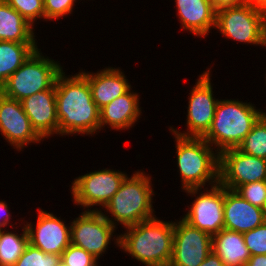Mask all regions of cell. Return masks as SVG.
<instances>
[{
  "instance_id": "6da1fadb",
  "label": "cell",
  "mask_w": 266,
  "mask_h": 266,
  "mask_svg": "<svg viewBox=\"0 0 266 266\" xmlns=\"http://www.w3.org/2000/svg\"><path fill=\"white\" fill-rule=\"evenodd\" d=\"M65 73L62 71L55 83L59 137L100 133V109L93 101L88 79L81 72Z\"/></svg>"
},
{
  "instance_id": "7a4b0ae2",
  "label": "cell",
  "mask_w": 266,
  "mask_h": 266,
  "mask_svg": "<svg viewBox=\"0 0 266 266\" xmlns=\"http://www.w3.org/2000/svg\"><path fill=\"white\" fill-rule=\"evenodd\" d=\"M119 248L145 266H169L173 255L174 221L157 216L124 228Z\"/></svg>"
},
{
  "instance_id": "3957f363",
  "label": "cell",
  "mask_w": 266,
  "mask_h": 266,
  "mask_svg": "<svg viewBox=\"0 0 266 266\" xmlns=\"http://www.w3.org/2000/svg\"><path fill=\"white\" fill-rule=\"evenodd\" d=\"M129 176L124 179L105 209L100 210L116 229L119 225L126 228L156 216L153 208L155 191L152 176L143 170H137Z\"/></svg>"
},
{
  "instance_id": "277c9868",
  "label": "cell",
  "mask_w": 266,
  "mask_h": 266,
  "mask_svg": "<svg viewBox=\"0 0 266 266\" xmlns=\"http://www.w3.org/2000/svg\"><path fill=\"white\" fill-rule=\"evenodd\" d=\"M264 111L248 101L219 99L211 128L203 139L219 154L237 148Z\"/></svg>"
},
{
  "instance_id": "5b68a950",
  "label": "cell",
  "mask_w": 266,
  "mask_h": 266,
  "mask_svg": "<svg viewBox=\"0 0 266 266\" xmlns=\"http://www.w3.org/2000/svg\"><path fill=\"white\" fill-rule=\"evenodd\" d=\"M171 134L176 142V167L181 177L182 191L217 184L219 153L203 138Z\"/></svg>"
},
{
  "instance_id": "8992f818",
  "label": "cell",
  "mask_w": 266,
  "mask_h": 266,
  "mask_svg": "<svg viewBox=\"0 0 266 266\" xmlns=\"http://www.w3.org/2000/svg\"><path fill=\"white\" fill-rule=\"evenodd\" d=\"M63 70L60 61L44 56L38 48L1 86L0 92L21 101L35 93L55 88L56 79Z\"/></svg>"
},
{
  "instance_id": "52a82bcc",
  "label": "cell",
  "mask_w": 266,
  "mask_h": 266,
  "mask_svg": "<svg viewBox=\"0 0 266 266\" xmlns=\"http://www.w3.org/2000/svg\"><path fill=\"white\" fill-rule=\"evenodd\" d=\"M215 29L225 39L266 48V14L261 6L245 2L217 10Z\"/></svg>"
},
{
  "instance_id": "ba28073f",
  "label": "cell",
  "mask_w": 266,
  "mask_h": 266,
  "mask_svg": "<svg viewBox=\"0 0 266 266\" xmlns=\"http://www.w3.org/2000/svg\"><path fill=\"white\" fill-rule=\"evenodd\" d=\"M127 176L125 171L113 168L99 169L89 173L87 171L86 174L74 178L71 183L72 202L82 207L84 211H100L117 193ZM94 206L96 207L93 208Z\"/></svg>"
},
{
  "instance_id": "9c48e42d",
  "label": "cell",
  "mask_w": 266,
  "mask_h": 266,
  "mask_svg": "<svg viewBox=\"0 0 266 266\" xmlns=\"http://www.w3.org/2000/svg\"><path fill=\"white\" fill-rule=\"evenodd\" d=\"M210 68L198 76L188 96L185 131L170 126L169 132L182 137L203 138L211 128L218 98L214 97Z\"/></svg>"
},
{
  "instance_id": "30bf717a",
  "label": "cell",
  "mask_w": 266,
  "mask_h": 266,
  "mask_svg": "<svg viewBox=\"0 0 266 266\" xmlns=\"http://www.w3.org/2000/svg\"><path fill=\"white\" fill-rule=\"evenodd\" d=\"M71 244L89 252L98 261L107 252L111 241L119 247L116 228L103 216L101 211H83L70 220ZM117 235V237H116Z\"/></svg>"
},
{
  "instance_id": "8fae6325",
  "label": "cell",
  "mask_w": 266,
  "mask_h": 266,
  "mask_svg": "<svg viewBox=\"0 0 266 266\" xmlns=\"http://www.w3.org/2000/svg\"><path fill=\"white\" fill-rule=\"evenodd\" d=\"M209 187L183 190L186 195L194 197V200L187 206L189 209L185 210L187 213L182 218L190 225L213 236L224 229L225 187L219 182Z\"/></svg>"
},
{
  "instance_id": "7c38bea8",
  "label": "cell",
  "mask_w": 266,
  "mask_h": 266,
  "mask_svg": "<svg viewBox=\"0 0 266 266\" xmlns=\"http://www.w3.org/2000/svg\"><path fill=\"white\" fill-rule=\"evenodd\" d=\"M266 181V159L242 153L237 148L219 154V183L236 190L242 184Z\"/></svg>"
},
{
  "instance_id": "4fadbf2b",
  "label": "cell",
  "mask_w": 266,
  "mask_h": 266,
  "mask_svg": "<svg viewBox=\"0 0 266 266\" xmlns=\"http://www.w3.org/2000/svg\"><path fill=\"white\" fill-rule=\"evenodd\" d=\"M180 219L174 221L173 255L169 266H199L212 251V236Z\"/></svg>"
},
{
  "instance_id": "5bb4252c",
  "label": "cell",
  "mask_w": 266,
  "mask_h": 266,
  "mask_svg": "<svg viewBox=\"0 0 266 266\" xmlns=\"http://www.w3.org/2000/svg\"><path fill=\"white\" fill-rule=\"evenodd\" d=\"M25 222L28 241L44 253L61 256L63 251L71 244V225L65 224L60 217L55 216L41 207L38 209L37 221L34 225L31 221Z\"/></svg>"
},
{
  "instance_id": "9a60e30c",
  "label": "cell",
  "mask_w": 266,
  "mask_h": 266,
  "mask_svg": "<svg viewBox=\"0 0 266 266\" xmlns=\"http://www.w3.org/2000/svg\"><path fill=\"white\" fill-rule=\"evenodd\" d=\"M0 134L16 151H24L28 145L44 141L33 129L21 101L0 92Z\"/></svg>"
},
{
  "instance_id": "2e32d148",
  "label": "cell",
  "mask_w": 266,
  "mask_h": 266,
  "mask_svg": "<svg viewBox=\"0 0 266 266\" xmlns=\"http://www.w3.org/2000/svg\"><path fill=\"white\" fill-rule=\"evenodd\" d=\"M33 129L43 139L58 135L55 88H49L21 100ZM47 138V139H45Z\"/></svg>"
},
{
  "instance_id": "e0dca14e",
  "label": "cell",
  "mask_w": 266,
  "mask_h": 266,
  "mask_svg": "<svg viewBox=\"0 0 266 266\" xmlns=\"http://www.w3.org/2000/svg\"><path fill=\"white\" fill-rule=\"evenodd\" d=\"M224 229L245 233L266 221L265 210L250 204L235 190L225 188Z\"/></svg>"
},
{
  "instance_id": "ac0fdd59",
  "label": "cell",
  "mask_w": 266,
  "mask_h": 266,
  "mask_svg": "<svg viewBox=\"0 0 266 266\" xmlns=\"http://www.w3.org/2000/svg\"><path fill=\"white\" fill-rule=\"evenodd\" d=\"M132 89L100 109V131L105 126L114 131L129 130L136 126L135 123L142 116V108L139 93Z\"/></svg>"
},
{
  "instance_id": "d6986e66",
  "label": "cell",
  "mask_w": 266,
  "mask_h": 266,
  "mask_svg": "<svg viewBox=\"0 0 266 266\" xmlns=\"http://www.w3.org/2000/svg\"><path fill=\"white\" fill-rule=\"evenodd\" d=\"M87 79L92 92L93 101L101 109L115 98L126 93L132 85L124 71L118 68L105 67L95 72L79 70Z\"/></svg>"
},
{
  "instance_id": "ffe728a7",
  "label": "cell",
  "mask_w": 266,
  "mask_h": 266,
  "mask_svg": "<svg viewBox=\"0 0 266 266\" xmlns=\"http://www.w3.org/2000/svg\"><path fill=\"white\" fill-rule=\"evenodd\" d=\"M183 31L205 38L215 29L216 10L210 0H174Z\"/></svg>"
},
{
  "instance_id": "44dd1931",
  "label": "cell",
  "mask_w": 266,
  "mask_h": 266,
  "mask_svg": "<svg viewBox=\"0 0 266 266\" xmlns=\"http://www.w3.org/2000/svg\"><path fill=\"white\" fill-rule=\"evenodd\" d=\"M212 251L225 266H245L251 257L243 233L221 229L212 236Z\"/></svg>"
},
{
  "instance_id": "7402d4cb",
  "label": "cell",
  "mask_w": 266,
  "mask_h": 266,
  "mask_svg": "<svg viewBox=\"0 0 266 266\" xmlns=\"http://www.w3.org/2000/svg\"><path fill=\"white\" fill-rule=\"evenodd\" d=\"M34 27L5 0H0V41L38 43Z\"/></svg>"
},
{
  "instance_id": "603a6c76",
  "label": "cell",
  "mask_w": 266,
  "mask_h": 266,
  "mask_svg": "<svg viewBox=\"0 0 266 266\" xmlns=\"http://www.w3.org/2000/svg\"><path fill=\"white\" fill-rule=\"evenodd\" d=\"M37 44L0 41V88L26 59L38 49Z\"/></svg>"
},
{
  "instance_id": "cb8c5ba5",
  "label": "cell",
  "mask_w": 266,
  "mask_h": 266,
  "mask_svg": "<svg viewBox=\"0 0 266 266\" xmlns=\"http://www.w3.org/2000/svg\"><path fill=\"white\" fill-rule=\"evenodd\" d=\"M19 226L22 229L21 235L16 230L8 231L9 228L0 231V266H13L29 243L24 222Z\"/></svg>"
},
{
  "instance_id": "d4e9b609",
  "label": "cell",
  "mask_w": 266,
  "mask_h": 266,
  "mask_svg": "<svg viewBox=\"0 0 266 266\" xmlns=\"http://www.w3.org/2000/svg\"><path fill=\"white\" fill-rule=\"evenodd\" d=\"M237 149L242 153L266 159V113L257 120Z\"/></svg>"
},
{
  "instance_id": "484cf974",
  "label": "cell",
  "mask_w": 266,
  "mask_h": 266,
  "mask_svg": "<svg viewBox=\"0 0 266 266\" xmlns=\"http://www.w3.org/2000/svg\"><path fill=\"white\" fill-rule=\"evenodd\" d=\"M61 256L44 253L41 249L28 243L23 254L13 266H56Z\"/></svg>"
},
{
  "instance_id": "4316f807",
  "label": "cell",
  "mask_w": 266,
  "mask_h": 266,
  "mask_svg": "<svg viewBox=\"0 0 266 266\" xmlns=\"http://www.w3.org/2000/svg\"><path fill=\"white\" fill-rule=\"evenodd\" d=\"M12 8L18 11L32 26L37 20L45 21L43 0H5Z\"/></svg>"
},
{
  "instance_id": "83f0119b",
  "label": "cell",
  "mask_w": 266,
  "mask_h": 266,
  "mask_svg": "<svg viewBox=\"0 0 266 266\" xmlns=\"http://www.w3.org/2000/svg\"><path fill=\"white\" fill-rule=\"evenodd\" d=\"M235 191L250 204L265 210L266 181L242 184Z\"/></svg>"
},
{
  "instance_id": "f1b7e54d",
  "label": "cell",
  "mask_w": 266,
  "mask_h": 266,
  "mask_svg": "<svg viewBox=\"0 0 266 266\" xmlns=\"http://www.w3.org/2000/svg\"><path fill=\"white\" fill-rule=\"evenodd\" d=\"M61 259L68 266H101L99 261L86 250L70 244L61 254Z\"/></svg>"
},
{
  "instance_id": "f546056e",
  "label": "cell",
  "mask_w": 266,
  "mask_h": 266,
  "mask_svg": "<svg viewBox=\"0 0 266 266\" xmlns=\"http://www.w3.org/2000/svg\"><path fill=\"white\" fill-rule=\"evenodd\" d=\"M45 21H58L61 18L73 14V8L80 0H43Z\"/></svg>"
},
{
  "instance_id": "4dcf8cb0",
  "label": "cell",
  "mask_w": 266,
  "mask_h": 266,
  "mask_svg": "<svg viewBox=\"0 0 266 266\" xmlns=\"http://www.w3.org/2000/svg\"><path fill=\"white\" fill-rule=\"evenodd\" d=\"M247 249L252 255H266V221L258 227L243 233Z\"/></svg>"
},
{
  "instance_id": "1f68e13d",
  "label": "cell",
  "mask_w": 266,
  "mask_h": 266,
  "mask_svg": "<svg viewBox=\"0 0 266 266\" xmlns=\"http://www.w3.org/2000/svg\"><path fill=\"white\" fill-rule=\"evenodd\" d=\"M12 215L10 213V207L8 206V204L3 201L0 200V231L2 230H6L9 226L11 227V229H18L17 227V223L15 222L14 225L12 224L11 218ZM11 222V224H10ZM10 224V225H9ZM8 226V227H7Z\"/></svg>"
},
{
  "instance_id": "d6a6232c",
  "label": "cell",
  "mask_w": 266,
  "mask_h": 266,
  "mask_svg": "<svg viewBox=\"0 0 266 266\" xmlns=\"http://www.w3.org/2000/svg\"><path fill=\"white\" fill-rule=\"evenodd\" d=\"M212 7L217 11L221 8L245 3V0H210Z\"/></svg>"
},
{
  "instance_id": "836d02e7",
  "label": "cell",
  "mask_w": 266,
  "mask_h": 266,
  "mask_svg": "<svg viewBox=\"0 0 266 266\" xmlns=\"http://www.w3.org/2000/svg\"><path fill=\"white\" fill-rule=\"evenodd\" d=\"M199 266H225L222 260L211 251L207 258Z\"/></svg>"
},
{
  "instance_id": "e575fe53",
  "label": "cell",
  "mask_w": 266,
  "mask_h": 266,
  "mask_svg": "<svg viewBox=\"0 0 266 266\" xmlns=\"http://www.w3.org/2000/svg\"><path fill=\"white\" fill-rule=\"evenodd\" d=\"M245 266H266V255H252Z\"/></svg>"
},
{
  "instance_id": "d590c367",
  "label": "cell",
  "mask_w": 266,
  "mask_h": 266,
  "mask_svg": "<svg viewBox=\"0 0 266 266\" xmlns=\"http://www.w3.org/2000/svg\"><path fill=\"white\" fill-rule=\"evenodd\" d=\"M246 3L255 4L258 6H262L266 0H245Z\"/></svg>"
},
{
  "instance_id": "8d00e7d4",
  "label": "cell",
  "mask_w": 266,
  "mask_h": 266,
  "mask_svg": "<svg viewBox=\"0 0 266 266\" xmlns=\"http://www.w3.org/2000/svg\"><path fill=\"white\" fill-rule=\"evenodd\" d=\"M56 266H68V265H66L65 262L62 259H60Z\"/></svg>"
},
{
  "instance_id": "74e56055",
  "label": "cell",
  "mask_w": 266,
  "mask_h": 266,
  "mask_svg": "<svg viewBox=\"0 0 266 266\" xmlns=\"http://www.w3.org/2000/svg\"><path fill=\"white\" fill-rule=\"evenodd\" d=\"M262 9H266V2L261 6Z\"/></svg>"
}]
</instances>
